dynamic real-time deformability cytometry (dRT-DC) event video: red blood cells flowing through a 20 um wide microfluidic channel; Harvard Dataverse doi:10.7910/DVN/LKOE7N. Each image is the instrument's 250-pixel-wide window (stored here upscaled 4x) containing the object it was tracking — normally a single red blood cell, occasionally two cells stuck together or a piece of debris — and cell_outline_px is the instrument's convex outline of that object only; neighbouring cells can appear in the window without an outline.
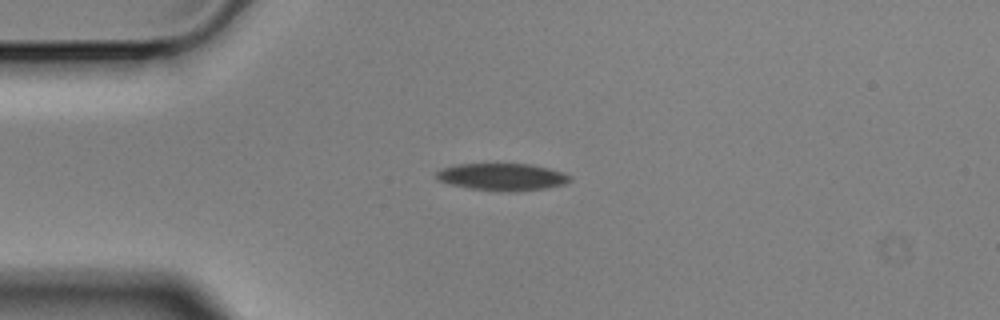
{"species": "Egyptian fruit bat (a non-hibernating species)", "species_latin": "Rousettus aegyptiacus", "temperature_condition": "cold", "stored_images_in_passage": 44, "camera_frame_rate_fps": 3000, "um_per_image_px": 0.085, "animal": {"sex": "male"}, "frame": {"image": 1, "passage_image": 1, "time_ms": 0.0, "image_size_px": [1000, 320], "cell_outline_px": [[572, 180], [564, 184], [544, 188], [512, 192], [468, 188], [448, 184], [436, 180], [436, 172], [440, 168], [456, 164], [532, 164], [564, 172], [572, 176]], "centroid_in_image_um": [42.66, 15.03], "position_along_channel_um": 42.3, "area_um2": 21.33}}
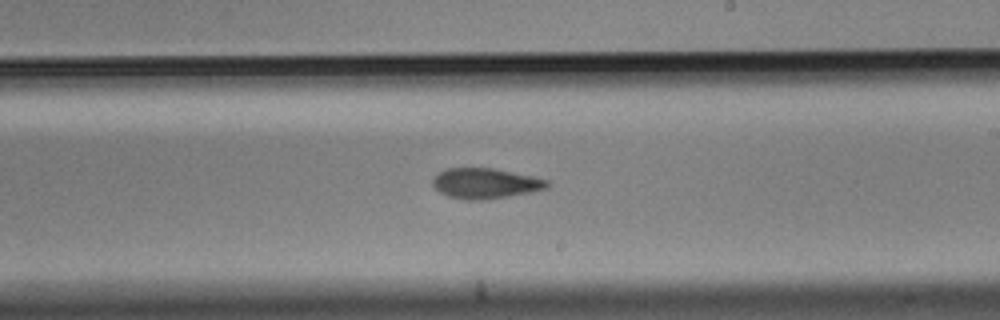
{"frame": {"image": 2, "passage_image": 20, "time_ms": 6.333, "image_size_px": [1000, 320], "cell_outline_px": [[548, 188], [532, 192], [484, 200], [464, 200], [448, 196], [440, 192], [432, 184], [432, 176], [436, 172], [444, 168], [492, 168], [532, 176], [548, 180]], "centroid_in_image_um": [41.2, 15.58], "position_along_channel_um": 247.8, "area_um2": 20.4}}
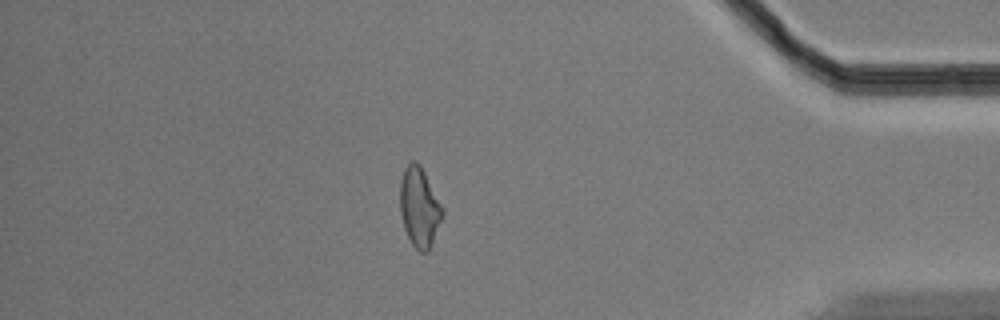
{"frame": {"image": 3, "passage_image": 36, "time_ms": 11.667, "image_size_px": [1000, 320], "cell_outline_px": [[444, 216], [432, 244], [428, 252], [420, 252], [412, 244], [404, 228], [400, 212], [400, 180], [404, 168], [412, 160], [416, 160], [420, 164], [444, 208]], "centroid_in_image_um": [35.66, 17.6], "position_along_channel_um": 399.5, "area_um2": 19.94}, "authors_computed_cell_mechanics": {"area_um2": 20.4323, "velocity_mm_per_s": 3.5508, "shape_relaxation_time_tau1_ms": 9.2668, "shape_relaxation_time_tau2_ms": 7.391, "deformation_change_tau1": 0.156, "deformation_change_tau2": 0.1557}}